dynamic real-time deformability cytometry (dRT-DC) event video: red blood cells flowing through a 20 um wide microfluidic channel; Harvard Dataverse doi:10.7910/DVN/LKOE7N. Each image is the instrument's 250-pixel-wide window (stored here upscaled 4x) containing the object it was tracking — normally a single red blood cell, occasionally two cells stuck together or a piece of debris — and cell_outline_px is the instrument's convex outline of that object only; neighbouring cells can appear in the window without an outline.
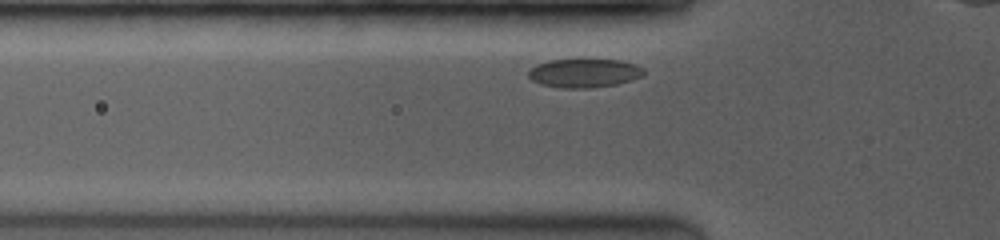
{"species": "common noctule bat (a hibernating species)", "species_latin": "Nyctalus noctula", "temperature_condition": "room temperature", "stored_images_in_passage": 6, "camera_frame_rate_fps": 3500, "um_per_image_px": 0.085, "animal": {"sex": "female", "body_mass_g": 19.0, "forearm_length_mm": 53.3}, "frame": {"image": 1, "passage_image": 2, "time_ms": 0.286, "image_size_px": [1000, 240], "cell_outline_px": [[644, 76], [632, 80], [616, 84], [592, 88], [564, 88], [540, 84], [532, 80], [528, 76], [528, 68], [536, 64], [548, 60], [584, 56], [620, 60], [636, 64], [644, 68]], "centroid_in_image_um": [49.65, 6.15], "position_along_channel_um": 76.1, "area_um2": 20.52}}
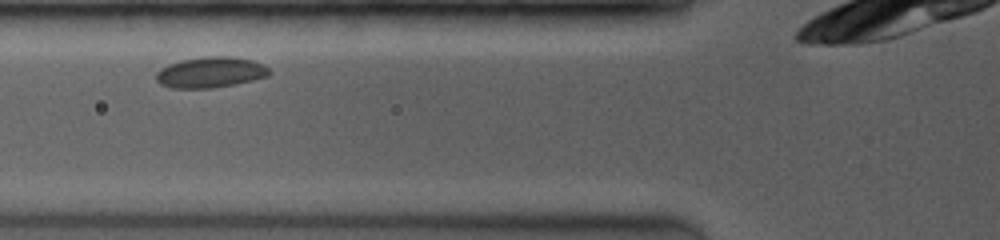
{"frame": {"image": 2, "passage_image": 4, "time_ms": 1.143, "image_size_px": [1000, 240], "cell_outline_px": [[272, 72], [268, 76], [252, 80], [212, 88], [172, 88], [160, 84], [156, 80], [156, 72], [160, 68], [168, 64], [180, 60], [204, 56], [228, 56], [252, 60], [264, 64]], "centroid_in_image_um": [17.87, 6.14], "position_along_channel_um": 107.9, "area_um2": 20.35}}
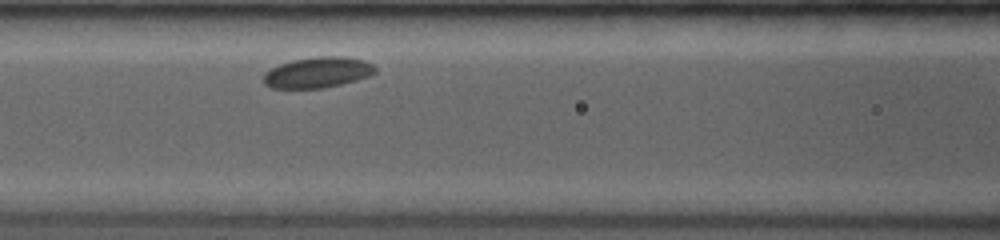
{"frame": {"image": 3, "passage_image": 6, "time_ms": 2.0, "image_size_px": [1000, 240], "cell_outline_px": [[376, 72], [368, 76], [356, 80], [324, 88], [272, 88], [264, 84], [264, 72], [280, 64], [292, 60], [316, 56], [344, 56], [364, 60], [372, 64], [376, 68]], "centroid_in_image_um": [27.0, 6.15], "position_along_channel_um": 139.6, "area_um2": 20.0}}